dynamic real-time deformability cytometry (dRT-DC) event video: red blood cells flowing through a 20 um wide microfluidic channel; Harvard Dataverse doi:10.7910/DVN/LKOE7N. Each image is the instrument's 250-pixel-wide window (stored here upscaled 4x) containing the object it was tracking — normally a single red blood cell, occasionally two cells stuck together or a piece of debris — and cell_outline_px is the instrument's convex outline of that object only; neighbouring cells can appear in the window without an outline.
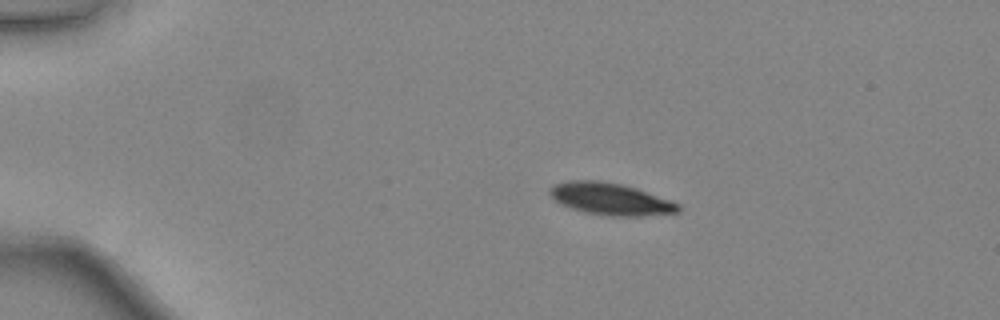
{"species": "common noctule bat (a hibernating species)", "species_latin": "Nyctalus noctula", "temperature_condition": "warm", "stored_images_in_passage": 7, "camera_frame_rate_fps": 3000, "um_per_image_px": 0.085, "animal": {"sex": "female", "body_mass_g": 24.6, "forearm_length_mm": 56.2}, "frame": {"image": 1, "passage_image": 1, "time_ms": 0.0, "image_size_px": [1000, 320], "cell_outline_px": [[680, 212], [640, 216], [612, 216], [584, 212], [560, 204], [548, 192], [548, 188], [552, 184], [568, 180], [600, 180], [624, 184], [636, 188], [680, 204]], "centroid_in_image_um": [51.86, 16.9], "position_along_channel_um": 33.1, "area_um2": 24.04}}
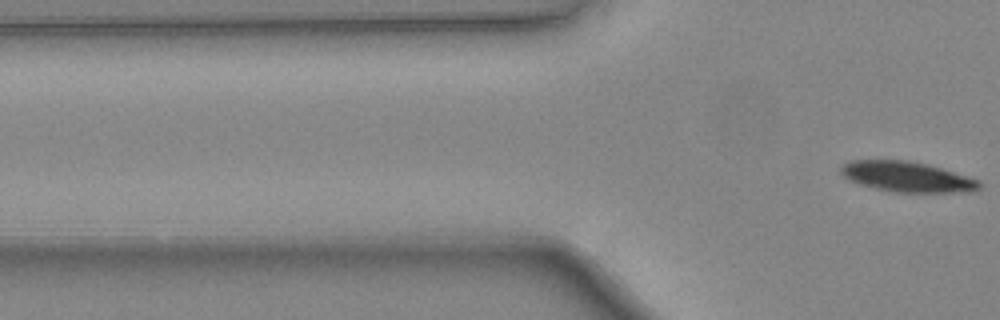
{"frame": {"image": 2, "passage_image": 5, "time_ms": 1.333, "image_size_px": [1000, 320], "cell_outline_px": [[592, 280], [588, 280], [468, 252], [468, 248], [480, 244], [556, 248], [580, 264], [584, 268]], "centroid_in_image_um": [45.39, 21.97], "position_along_channel_um": 80.4, "area_um2": 14.39}}